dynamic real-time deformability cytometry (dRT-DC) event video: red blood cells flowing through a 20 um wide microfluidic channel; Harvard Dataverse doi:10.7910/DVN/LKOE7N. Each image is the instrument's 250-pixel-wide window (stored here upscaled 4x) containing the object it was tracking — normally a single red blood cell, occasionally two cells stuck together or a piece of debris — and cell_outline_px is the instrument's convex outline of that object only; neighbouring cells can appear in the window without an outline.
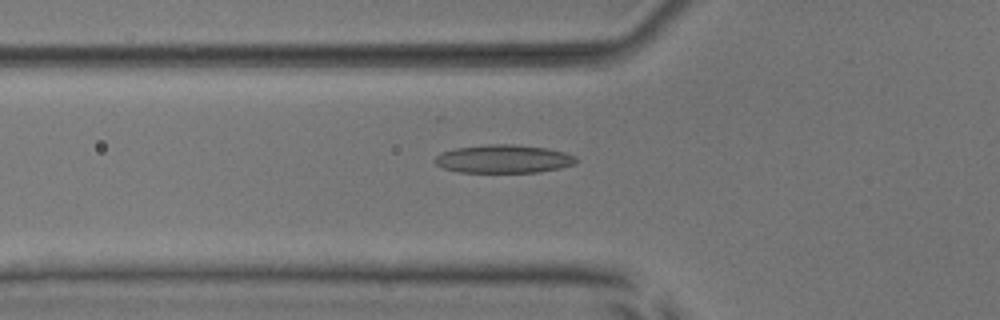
{"species": "common noctule bat (a hibernating species)", "species_latin": "Nyctalus noctula", "temperature_condition": "room temperature", "stored_images_in_passage": 40, "camera_frame_rate_fps": 3000, "um_per_image_px": 0.085, "animal": {"sex": "male", "body_mass_g": 17.9, "forearm_length_mm": 54.2}, "frame": {"image": 1, "passage_image": 6, "time_ms": 1.667, "image_size_px": [1000, 320], "cell_outline_px": [[580, 160], [576, 164], [560, 168], [536, 172], [460, 172], [444, 168], [436, 164], [432, 160], [440, 152], [456, 148], [488, 144], [512, 144], [548, 148], [564, 152], [576, 156]], "centroid_in_image_um": [42.82, 13.5], "position_along_channel_um": 83.0, "area_um2": 23.41}}
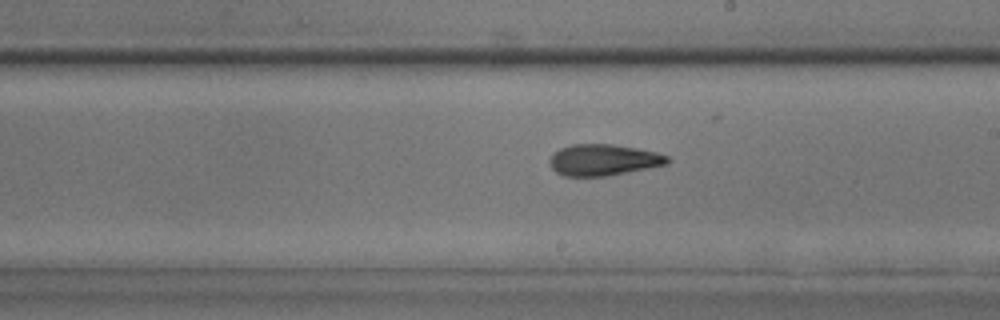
{"frame": {"image": 2, "passage_image": 18, "time_ms": 5.667, "image_size_px": [1000, 320], "cell_outline_px": [[672, 160], [668, 164], [648, 168], [604, 176], [564, 176], [556, 172], [552, 168], [548, 160], [552, 152], [560, 148], [572, 144], [612, 144], [636, 148], [656, 152], [668, 156]], "centroid_in_image_um": [51.27, 13.58], "position_along_channel_um": 237.7, "area_um2": 21.56}}
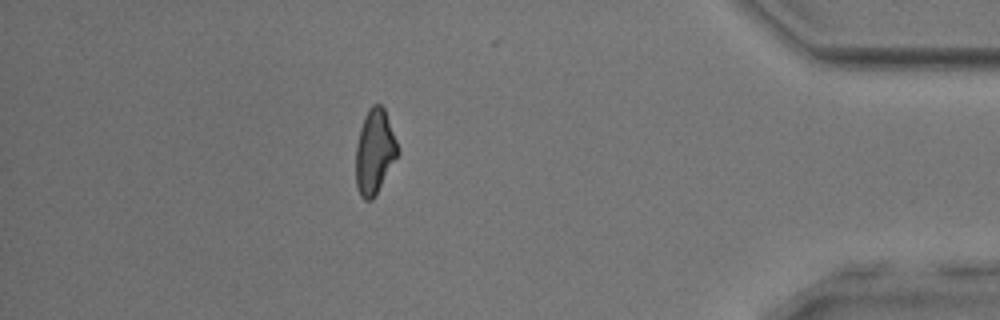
{"frame": {"image": 3, "passage_image": 34, "time_ms": 11.0, "image_size_px": [1000, 320], "cell_outline_px": [[400, 152], [372, 200], [364, 200], [360, 196], [356, 184], [356, 144], [360, 128], [364, 116], [368, 108], [372, 104], [380, 104], [384, 108], [400, 148]], "centroid_in_image_um": [31.85, 12.87], "position_along_channel_um": 403.4, "area_um2": 20.75}, "authors_computed_cell_mechanics": {"area_um2": 21.3282, "velocity_mm_per_s": 3.8696, "shape_relaxation_time_tau1_ms": 4.2905, "shape_relaxation_time_tau2_ms": 2.5704, "deformation_change_tau1": 0.1696, "deformation_change_tau2": 0.1183}}